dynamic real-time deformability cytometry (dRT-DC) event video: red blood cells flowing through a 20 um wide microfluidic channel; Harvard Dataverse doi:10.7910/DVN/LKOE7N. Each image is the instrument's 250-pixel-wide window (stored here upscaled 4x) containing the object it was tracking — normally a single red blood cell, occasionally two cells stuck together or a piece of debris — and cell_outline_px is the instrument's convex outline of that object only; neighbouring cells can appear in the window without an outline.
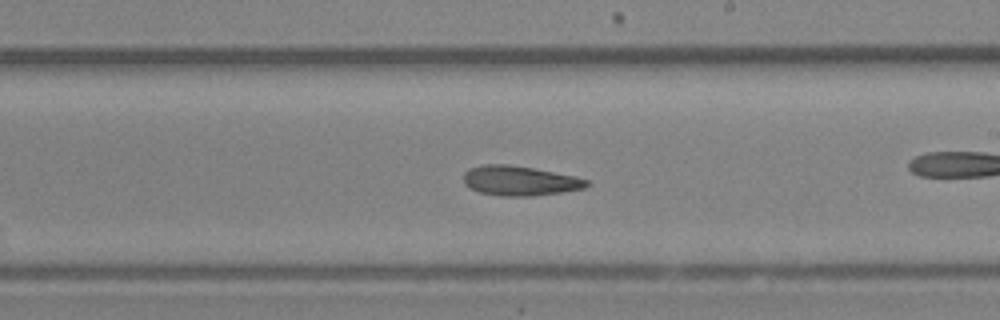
{"species": "Egyptian fruit bat (a non-hibernating species)", "species_latin": "Rousettus aegyptiacus", "temperature_condition": "room temperature", "stored_images_in_passage": 38, "camera_frame_rate_fps": 3000, "um_per_image_px": 0.085, "animal": {"sex": "female"}, "frame": {"image": 1, "passage_image": 22, "time_ms": 7.0, "image_size_px": [1000, 320], "cell_outline_px": [[592, 184], [584, 188], [560, 192], [532, 196], [500, 196], [480, 192], [464, 184], [464, 172], [468, 168], [484, 164], [508, 164], [532, 168], [576, 176], [588, 180]], "centroid_in_image_um": [44.18, 15.36], "position_along_channel_um": 244.8, "area_um2": 21.33}}